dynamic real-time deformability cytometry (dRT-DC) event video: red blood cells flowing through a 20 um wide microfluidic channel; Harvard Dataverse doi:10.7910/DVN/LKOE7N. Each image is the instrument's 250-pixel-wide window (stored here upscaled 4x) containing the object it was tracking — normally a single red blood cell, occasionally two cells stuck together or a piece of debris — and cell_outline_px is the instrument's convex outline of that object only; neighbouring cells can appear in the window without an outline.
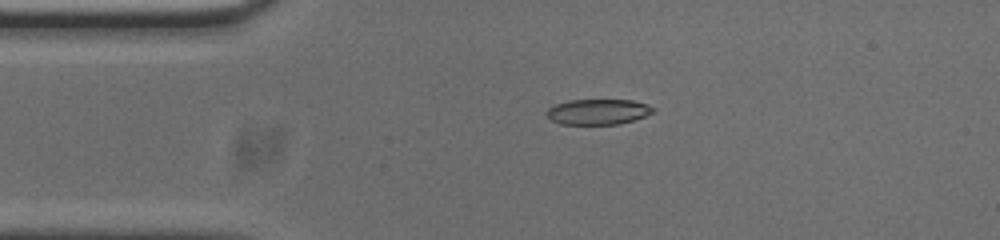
{"species": "common noctule bat (a hibernating species)", "species_latin": "Nyctalus noctula", "temperature_condition": "cold", "stored_images_in_passage": 43, "camera_frame_rate_fps": 3000, "um_per_image_px": 0.085, "animal": {"sex": "male", "body_mass_g": 20.0, "forearm_length_mm": 53.3}, "frame": {"image": 1, "passage_image": 1, "time_ms": 0.0, "image_size_px": [1000, 240], "cell_outline_px": [[656, 112], [620, 124], [560, 124], [552, 120], [544, 112], [548, 108], [556, 104], [568, 100], [632, 100], [648, 104], [656, 108]], "centroid_in_image_um": [50.85, 9.49], "position_along_channel_um": 34.1, "area_um2": 15.9}}
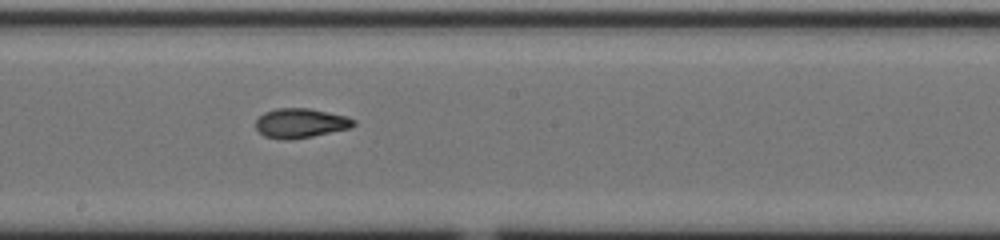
{"frame": {"image": 2, "passage_image": 18, "time_ms": 5.667, "image_size_px": [1000, 240], "cell_outline_px": [[356, 124], [352, 128], [292, 140], [284, 140], [264, 136], [256, 128], [256, 120], [264, 112], [276, 108], [308, 108], [348, 116], [356, 120]], "centroid_in_image_um": [25.57, 10.47], "position_along_channel_um": 222.6, "area_um2": 16.99}}
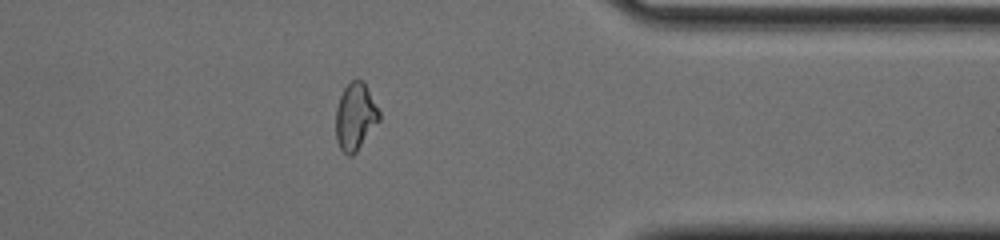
{"frame": {"image": 3, "passage_image": 32, "time_ms": 10.333, "image_size_px": [1000, 240], "cell_outline_px": [[380, 120], [356, 152], [352, 156], [348, 156], [340, 148], [336, 140], [336, 108], [340, 96], [344, 88], [356, 76], [364, 80], [380, 112]], "centroid_in_image_um": [30.21, 9.88], "position_along_channel_um": 381.2, "area_um2": 17.17}, "authors_computed_cell_mechanics": {"area_um2": 16.9932, "velocity_mm_per_s": 3.7919, "shape_relaxation_time_tau1_ms": 7.6145, "shape_relaxation_time_tau2_ms": 3.4369, "deformation_change_tau1": 0.188, "deformation_change_tau2": 0.0944}}